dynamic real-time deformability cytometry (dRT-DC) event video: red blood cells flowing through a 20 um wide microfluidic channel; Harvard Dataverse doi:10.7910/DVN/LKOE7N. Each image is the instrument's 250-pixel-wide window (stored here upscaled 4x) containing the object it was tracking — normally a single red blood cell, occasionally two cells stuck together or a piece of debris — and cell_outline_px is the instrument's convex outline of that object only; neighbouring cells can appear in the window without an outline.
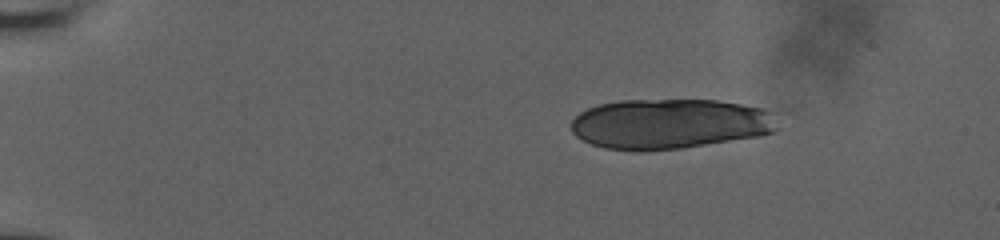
{"species": "human", "species_latin": "Homo sapiens", "temperature_condition": "room temperature", "stored_images_in_passage": 13, "camera_frame_rate_fps": 3000, "um_per_image_px": 0.085, "donor": {"sex": "male"}, "frame": {"image": 1, "passage_image": 1, "time_ms": 0.0, "image_size_px": [1000, 240], "cell_outline_px": [[776, 128], [772, 132], [760, 136], [680, 148], [644, 152], [640, 152], [604, 148], [592, 144], [576, 136], [572, 132], [568, 124], [580, 112], [588, 108], [600, 104], [620, 100], [716, 100], [764, 108], [772, 112]], "centroid_in_image_um": [56.87, 10.53], "position_along_channel_um": 28.1, "area_um2": 60.52}}